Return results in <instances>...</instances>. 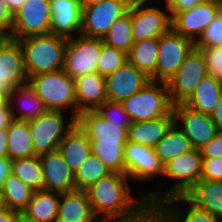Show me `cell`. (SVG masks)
Returning a JSON list of instances; mask_svg holds the SVG:
<instances>
[{"instance_id": "30", "label": "cell", "mask_w": 222, "mask_h": 222, "mask_svg": "<svg viewBox=\"0 0 222 222\" xmlns=\"http://www.w3.org/2000/svg\"><path fill=\"white\" fill-rule=\"evenodd\" d=\"M7 135V154L11 161L36 156L27 121L14 119L7 128Z\"/></svg>"}, {"instance_id": "24", "label": "cell", "mask_w": 222, "mask_h": 222, "mask_svg": "<svg viewBox=\"0 0 222 222\" xmlns=\"http://www.w3.org/2000/svg\"><path fill=\"white\" fill-rule=\"evenodd\" d=\"M8 103L15 120L28 121L48 111L29 83L16 87L9 94Z\"/></svg>"}, {"instance_id": "9", "label": "cell", "mask_w": 222, "mask_h": 222, "mask_svg": "<svg viewBox=\"0 0 222 222\" xmlns=\"http://www.w3.org/2000/svg\"><path fill=\"white\" fill-rule=\"evenodd\" d=\"M147 1L150 0H132L128 9L134 42L160 37L171 29L169 10L145 6Z\"/></svg>"}, {"instance_id": "16", "label": "cell", "mask_w": 222, "mask_h": 222, "mask_svg": "<svg viewBox=\"0 0 222 222\" xmlns=\"http://www.w3.org/2000/svg\"><path fill=\"white\" fill-rule=\"evenodd\" d=\"M173 113L174 122L184 132L193 148H202L219 132L210 115L195 111L184 103L173 105Z\"/></svg>"}, {"instance_id": "36", "label": "cell", "mask_w": 222, "mask_h": 222, "mask_svg": "<svg viewBox=\"0 0 222 222\" xmlns=\"http://www.w3.org/2000/svg\"><path fill=\"white\" fill-rule=\"evenodd\" d=\"M110 222H172L163 201L145 200L132 213Z\"/></svg>"}, {"instance_id": "11", "label": "cell", "mask_w": 222, "mask_h": 222, "mask_svg": "<svg viewBox=\"0 0 222 222\" xmlns=\"http://www.w3.org/2000/svg\"><path fill=\"white\" fill-rule=\"evenodd\" d=\"M132 0H103L84 7L80 34L102 39L111 25L128 12Z\"/></svg>"}, {"instance_id": "25", "label": "cell", "mask_w": 222, "mask_h": 222, "mask_svg": "<svg viewBox=\"0 0 222 222\" xmlns=\"http://www.w3.org/2000/svg\"><path fill=\"white\" fill-rule=\"evenodd\" d=\"M58 150L74 173L92 153L91 142L77 123L60 142Z\"/></svg>"}, {"instance_id": "1", "label": "cell", "mask_w": 222, "mask_h": 222, "mask_svg": "<svg viewBox=\"0 0 222 222\" xmlns=\"http://www.w3.org/2000/svg\"><path fill=\"white\" fill-rule=\"evenodd\" d=\"M128 180L130 178L125 173L111 172L85 190L100 222H110L130 214L146 200L144 192L141 198L131 194Z\"/></svg>"}, {"instance_id": "47", "label": "cell", "mask_w": 222, "mask_h": 222, "mask_svg": "<svg viewBox=\"0 0 222 222\" xmlns=\"http://www.w3.org/2000/svg\"><path fill=\"white\" fill-rule=\"evenodd\" d=\"M12 161L8 157L0 158V191L6 178L11 174Z\"/></svg>"}, {"instance_id": "13", "label": "cell", "mask_w": 222, "mask_h": 222, "mask_svg": "<svg viewBox=\"0 0 222 222\" xmlns=\"http://www.w3.org/2000/svg\"><path fill=\"white\" fill-rule=\"evenodd\" d=\"M28 83L24 55L18 40L0 38V91L9 94L18 86Z\"/></svg>"}, {"instance_id": "49", "label": "cell", "mask_w": 222, "mask_h": 222, "mask_svg": "<svg viewBox=\"0 0 222 222\" xmlns=\"http://www.w3.org/2000/svg\"><path fill=\"white\" fill-rule=\"evenodd\" d=\"M20 212L4 208L0 211V222H17Z\"/></svg>"}, {"instance_id": "26", "label": "cell", "mask_w": 222, "mask_h": 222, "mask_svg": "<svg viewBox=\"0 0 222 222\" xmlns=\"http://www.w3.org/2000/svg\"><path fill=\"white\" fill-rule=\"evenodd\" d=\"M174 123V115H165L154 120L132 122L128 128V141L155 148Z\"/></svg>"}, {"instance_id": "44", "label": "cell", "mask_w": 222, "mask_h": 222, "mask_svg": "<svg viewBox=\"0 0 222 222\" xmlns=\"http://www.w3.org/2000/svg\"><path fill=\"white\" fill-rule=\"evenodd\" d=\"M199 150L202 158H222V131H219Z\"/></svg>"}, {"instance_id": "38", "label": "cell", "mask_w": 222, "mask_h": 222, "mask_svg": "<svg viewBox=\"0 0 222 222\" xmlns=\"http://www.w3.org/2000/svg\"><path fill=\"white\" fill-rule=\"evenodd\" d=\"M111 173V170L92 153L75 172V185L77 190H86L100 178Z\"/></svg>"}, {"instance_id": "33", "label": "cell", "mask_w": 222, "mask_h": 222, "mask_svg": "<svg viewBox=\"0 0 222 222\" xmlns=\"http://www.w3.org/2000/svg\"><path fill=\"white\" fill-rule=\"evenodd\" d=\"M173 203H185L189 207L181 210L179 206H174ZM168 215L172 222H221L212 213L200 209L189 202L183 195H177L163 200Z\"/></svg>"}, {"instance_id": "39", "label": "cell", "mask_w": 222, "mask_h": 222, "mask_svg": "<svg viewBox=\"0 0 222 222\" xmlns=\"http://www.w3.org/2000/svg\"><path fill=\"white\" fill-rule=\"evenodd\" d=\"M128 61L127 53L107 46L102 40V52L98 59L97 73L106 77L107 75L114 73L118 68L124 65Z\"/></svg>"}, {"instance_id": "46", "label": "cell", "mask_w": 222, "mask_h": 222, "mask_svg": "<svg viewBox=\"0 0 222 222\" xmlns=\"http://www.w3.org/2000/svg\"><path fill=\"white\" fill-rule=\"evenodd\" d=\"M207 0H165L164 4L170 13H180L190 10L195 5Z\"/></svg>"}, {"instance_id": "35", "label": "cell", "mask_w": 222, "mask_h": 222, "mask_svg": "<svg viewBox=\"0 0 222 222\" xmlns=\"http://www.w3.org/2000/svg\"><path fill=\"white\" fill-rule=\"evenodd\" d=\"M91 151L111 172L125 173L124 148L127 143L100 142L90 140Z\"/></svg>"}, {"instance_id": "23", "label": "cell", "mask_w": 222, "mask_h": 222, "mask_svg": "<svg viewBox=\"0 0 222 222\" xmlns=\"http://www.w3.org/2000/svg\"><path fill=\"white\" fill-rule=\"evenodd\" d=\"M183 196L222 222V181L199 180Z\"/></svg>"}, {"instance_id": "14", "label": "cell", "mask_w": 222, "mask_h": 222, "mask_svg": "<svg viewBox=\"0 0 222 222\" xmlns=\"http://www.w3.org/2000/svg\"><path fill=\"white\" fill-rule=\"evenodd\" d=\"M221 10L222 0H207L190 10L170 13L171 29L195 42Z\"/></svg>"}, {"instance_id": "17", "label": "cell", "mask_w": 222, "mask_h": 222, "mask_svg": "<svg viewBox=\"0 0 222 222\" xmlns=\"http://www.w3.org/2000/svg\"><path fill=\"white\" fill-rule=\"evenodd\" d=\"M151 79L128 61L105 77L106 95L110 102H123L141 90Z\"/></svg>"}, {"instance_id": "55", "label": "cell", "mask_w": 222, "mask_h": 222, "mask_svg": "<svg viewBox=\"0 0 222 222\" xmlns=\"http://www.w3.org/2000/svg\"><path fill=\"white\" fill-rule=\"evenodd\" d=\"M17 222H38V221L31 220L25 217L24 215H22L21 213H19Z\"/></svg>"}, {"instance_id": "56", "label": "cell", "mask_w": 222, "mask_h": 222, "mask_svg": "<svg viewBox=\"0 0 222 222\" xmlns=\"http://www.w3.org/2000/svg\"><path fill=\"white\" fill-rule=\"evenodd\" d=\"M5 208L4 206V203H3V196L1 194V191H0V211L3 210Z\"/></svg>"}, {"instance_id": "27", "label": "cell", "mask_w": 222, "mask_h": 222, "mask_svg": "<svg viewBox=\"0 0 222 222\" xmlns=\"http://www.w3.org/2000/svg\"><path fill=\"white\" fill-rule=\"evenodd\" d=\"M221 93L222 80L207 74L184 104L195 111L210 115L216 108Z\"/></svg>"}, {"instance_id": "42", "label": "cell", "mask_w": 222, "mask_h": 222, "mask_svg": "<svg viewBox=\"0 0 222 222\" xmlns=\"http://www.w3.org/2000/svg\"><path fill=\"white\" fill-rule=\"evenodd\" d=\"M197 49L204 55L207 73L222 80V46Z\"/></svg>"}, {"instance_id": "32", "label": "cell", "mask_w": 222, "mask_h": 222, "mask_svg": "<svg viewBox=\"0 0 222 222\" xmlns=\"http://www.w3.org/2000/svg\"><path fill=\"white\" fill-rule=\"evenodd\" d=\"M1 194L5 208L21 213L32 199L34 190L11 173L2 185Z\"/></svg>"}, {"instance_id": "50", "label": "cell", "mask_w": 222, "mask_h": 222, "mask_svg": "<svg viewBox=\"0 0 222 222\" xmlns=\"http://www.w3.org/2000/svg\"><path fill=\"white\" fill-rule=\"evenodd\" d=\"M14 120L10 109H0V129H7Z\"/></svg>"}, {"instance_id": "8", "label": "cell", "mask_w": 222, "mask_h": 222, "mask_svg": "<svg viewBox=\"0 0 222 222\" xmlns=\"http://www.w3.org/2000/svg\"><path fill=\"white\" fill-rule=\"evenodd\" d=\"M102 39L77 35L68 38L63 70L72 78L97 72Z\"/></svg>"}, {"instance_id": "21", "label": "cell", "mask_w": 222, "mask_h": 222, "mask_svg": "<svg viewBox=\"0 0 222 222\" xmlns=\"http://www.w3.org/2000/svg\"><path fill=\"white\" fill-rule=\"evenodd\" d=\"M77 124L87 134L89 140H100L109 143H127L128 129L105 120L96 111L79 114Z\"/></svg>"}, {"instance_id": "3", "label": "cell", "mask_w": 222, "mask_h": 222, "mask_svg": "<svg viewBox=\"0 0 222 222\" xmlns=\"http://www.w3.org/2000/svg\"><path fill=\"white\" fill-rule=\"evenodd\" d=\"M28 83L48 110L72 109L71 116L77 120L74 79L63 69L31 76L28 78Z\"/></svg>"}, {"instance_id": "5", "label": "cell", "mask_w": 222, "mask_h": 222, "mask_svg": "<svg viewBox=\"0 0 222 222\" xmlns=\"http://www.w3.org/2000/svg\"><path fill=\"white\" fill-rule=\"evenodd\" d=\"M121 103L132 122L154 120L165 115H174L173 104L165 82L151 80L141 90Z\"/></svg>"}, {"instance_id": "12", "label": "cell", "mask_w": 222, "mask_h": 222, "mask_svg": "<svg viewBox=\"0 0 222 222\" xmlns=\"http://www.w3.org/2000/svg\"><path fill=\"white\" fill-rule=\"evenodd\" d=\"M194 48V42L170 29L159 37L156 81L167 83L177 72L186 56Z\"/></svg>"}, {"instance_id": "18", "label": "cell", "mask_w": 222, "mask_h": 222, "mask_svg": "<svg viewBox=\"0 0 222 222\" xmlns=\"http://www.w3.org/2000/svg\"><path fill=\"white\" fill-rule=\"evenodd\" d=\"M51 34L67 38L80 35L83 8L79 0H50Z\"/></svg>"}, {"instance_id": "34", "label": "cell", "mask_w": 222, "mask_h": 222, "mask_svg": "<svg viewBox=\"0 0 222 222\" xmlns=\"http://www.w3.org/2000/svg\"><path fill=\"white\" fill-rule=\"evenodd\" d=\"M11 173L34 191L43 190V167L40 156L12 160Z\"/></svg>"}, {"instance_id": "53", "label": "cell", "mask_w": 222, "mask_h": 222, "mask_svg": "<svg viewBox=\"0 0 222 222\" xmlns=\"http://www.w3.org/2000/svg\"><path fill=\"white\" fill-rule=\"evenodd\" d=\"M9 96L0 91V109H10Z\"/></svg>"}, {"instance_id": "10", "label": "cell", "mask_w": 222, "mask_h": 222, "mask_svg": "<svg viewBox=\"0 0 222 222\" xmlns=\"http://www.w3.org/2000/svg\"><path fill=\"white\" fill-rule=\"evenodd\" d=\"M50 0H26L14 14L9 38L19 40L32 35L51 33Z\"/></svg>"}, {"instance_id": "51", "label": "cell", "mask_w": 222, "mask_h": 222, "mask_svg": "<svg viewBox=\"0 0 222 222\" xmlns=\"http://www.w3.org/2000/svg\"><path fill=\"white\" fill-rule=\"evenodd\" d=\"M7 142H8L7 129H0V158L8 157Z\"/></svg>"}, {"instance_id": "29", "label": "cell", "mask_w": 222, "mask_h": 222, "mask_svg": "<svg viewBox=\"0 0 222 222\" xmlns=\"http://www.w3.org/2000/svg\"><path fill=\"white\" fill-rule=\"evenodd\" d=\"M159 37L134 42L127 53L128 62L156 81Z\"/></svg>"}, {"instance_id": "41", "label": "cell", "mask_w": 222, "mask_h": 222, "mask_svg": "<svg viewBox=\"0 0 222 222\" xmlns=\"http://www.w3.org/2000/svg\"><path fill=\"white\" fill-rule=\"evenodd\" d=\"M96 112L105 120L111 121L114 124H120V127L125 129L132 125L131 118L125 111L122 103L106 101Z\"/></svg>"}, {"instance_id": "40", "label": "cell", "mask_w": 222, "mask_h": 222, "mask_svg": "<svg viewBox=\"0 0 222 222\" xmlns=\"http://www.w3.org/2000/svg\"><path fill=\"white\" fill-rule=\"evenodd\" d=\"M219 46H222V10L194 42V48H214Z\"/></svg>"}, {"instance_id": "6", "label": "cell", "mask_w": 222, "mask_h": 222, "mask_svg": "<svg viewBox=\"0 0 222 222\" xmlns=\"http://www.w3.org/2000/svg\"><path fill=\"white\" fill-rule=\"evenodd\" d=\"M69 116V119H66L63 111L48 110L27 121L36 156L58 150L60 142L77 123L74 117Z\"/></svg>"}, {"instance_id": "52", "label": "cell", "mask_w": 222, "mask_h": 222, "mask_svg": "<svg viewBox=\"0 0 222 222\" xmlns=\"http://www.w3.org/2000/svg\"><path fill=\"white\" fill-rule=\"evenodd\" d=\"M25 1L26 0H4L13 15L20 9Z\"/></svg>"}, {"instance_id": "2", "label": "cell", "mask_w": 222, "mask_h": 222, "mask_svg": "<svg viewBox=\"0 0 222 222\" xmlns=\"http://www.w3.org/2000/svg\"><path fill=\"white\" fill-rule=\"evenodd\" d=\"M67 40V37L51 33L19 39L28 78L63 69Z\"/></svg>"}, {"instance_id": "7", "label": "cell", "mask_w": 222, "mask_h": 222, "mask_svg": "<svg viewBox=\"0 0 222 222\" xmlns=\"http://www.w3.org/2000/svg\"><path fill=\"white\" fill-rule=\"evenodd\" d=\"M207 74L202 51L193 48L177 72L167 82L171 103L173 105L185 103Z\"/></svg>"}, {"instance_id": "31", "label": "cell", "mask_w": 222, "mask_h": 222, "mask_svg": "<svg viewBox=\"0 0 222 222\" xmlns=\"http://www.w3.org/2000/svg\"><path fill=\"white\" fill-rule=\"evenodd\" d=\"M193 146L190 141L174 122L167 130L165 136L157 143L154 150L160 162L165 165L177 156L188 152Z\"/></svg>"}, {"instance_id": "48", "label": "cell", "mask_w": 222, "mask_h": 222, "mask_svg": "<svg viewBox=\"0 0 222 222\" xmlns=\"http://www.w3.org/2000/svg\"><path fill=\"white\" fill-rule=\"evenodd\" d=\"M210 117L218 131H222V93L220 95L217 106L214 111L210 114Z\"/></svg>"}, {"instance_id": "37", "label": "cell", "mask_w": 222, "mask_h": 222, "mask_svg": "<svg viewBox=\"0 0 222 222\" xmlns=\"http://www.w3.org/2000/svg\"><path fill=\"white\" fill-rule=\"evenodd\" d=\"M102 40L105 45L128 53L134 44L130 13L117 19Z\"/></svg>"}, {"instance_id": "28", "label": "cell", "mask_w": 222, "mask_h": 222, "mask_svg": "<svg viewBox=\"0 0 222 222\" xmlns=\"http://www.w3.org/2000/svg\"><path fill=\"white\" fill-rule=\"evenodd\" d=\"M60 193L47 190L34 191L32 199L21 211L25 217L38 222H56Z\"/></svg>"}, {"instance_id": "4", "label": "cell", "mask_w": 222, "mask_h": 222, "mask_svg": "<svg viewBox=\"0 0 222 222\" xmlns=\"http://www.w3.org/2000/svg\"><path fill=\"white\" fill-rule=\"evenodd\" d=\"M202 155L199 149L192 148L164 165V178L173 179L174 185L167 189L164 194L156 190L145 191L146 199L163 201L173 196L184 195L194 184L201 179ZM158 191V192H157Z\"/></svg>"}, {"instance_id": "45", "label": "cell", "mask_w": 222, "mask_h": 222, "mask_svg": "<svg viewBox=\"0 0 222 222\" xmlns=\"http://www.w3.org/2000/svg\"><path fill=\"white\" fill-rule=\"evenodd\" d=\"M14 15L4 0H0V37H10Z\"/></svg>"}, {"instance_id": "20", "label": "cell", "mask_w": 222, "mask_h": 222, "mask_svg": "<svg viewBox=\"0 0 222 222\" xmlns=\"http://www.w3.org/2000/svg\"><path fill=\"white\" fill-rule=\"evenodd\" d=\"M77 100V118L86 111H96L106 101L105 77L97 72L74 79Z\"/></svg>"}, {"instance_id": "19", "label": "cell", "mask_w": 222, "mask_h": 222, "mask_svg": "<svg viewBox=\"0 0 222 222\" xmlns=\"http://www.w3.org/2000/svg\"><path fill=\"white\" fill-rule=\"evenodd\" d=\"M43 190L65 193L76 189L75 173L69 169L59 150L41 155Z\"/></svg>"}, {"instance_id": "43", "label": "cell", "mask_w": 222, "mask_h": 222, "mask_svg": "<svg viewBox=\"0 0 222 222\" xmlns=\"http://www.w3.org/2000/svg\"><path fill=\"white\" fill-rule=\"evenodd\" d=\"M200 180L222 181V158H203Z\"/></svg>"}, {"instance_id": "22", "label": "cell", "mask_w": 222, "mask_h": 222, "mask_svg": "<svg viewBox=\"0 0 222 222\" xmlns=\"http://www.w3.org/2000/svg\"><path fill=\"white\" fill-rule=\"evenodd\" d=\"M56 222H100L95 216L85 190L60 194Z\"/></svg>"}, {"instance_id": "54", "label": "cell", "mask_w": 222, "mask_h": 222, "mask_svg": "<svg viewBox=\"0 0 222 222\" xmlns=\"http://www.w3.org/2000/svg\"><path fill=\"white\" fill-rule=\"evenodd\" d=\"M103 0H79V3L81 4L82 8L88 7L97 3H100Z\"/></svg>"}, {"instance_id": "15", "label": "cell", "mask_w": 222, "mask_h": 222, "mask_svg": "<svg viewBox=\"0 0 222 222\" xmlns=\"http://www.w3.org/2000/svg\"><path fill=\"white\" fill-rule=\"evenodd\" d=\"M125 174L139 182L164 175V165L153 148L128 141L124 148Z\"/></svg>"}]
</instances>
